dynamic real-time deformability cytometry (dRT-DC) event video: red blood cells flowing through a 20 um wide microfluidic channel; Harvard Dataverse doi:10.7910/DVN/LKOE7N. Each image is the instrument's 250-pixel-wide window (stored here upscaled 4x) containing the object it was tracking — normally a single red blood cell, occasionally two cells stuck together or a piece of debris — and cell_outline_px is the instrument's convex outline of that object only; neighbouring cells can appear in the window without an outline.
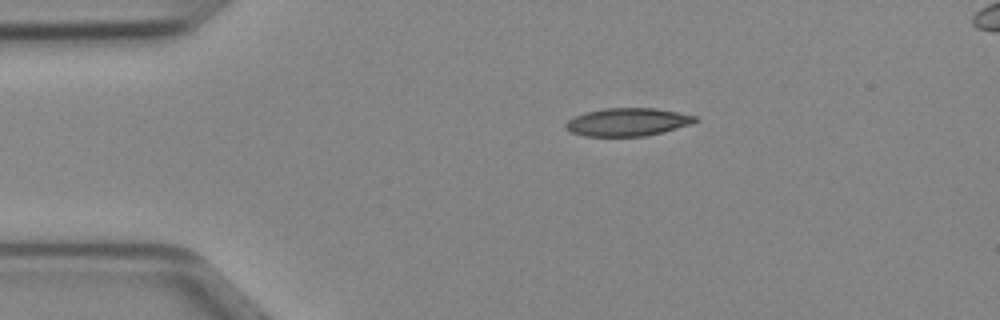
{"species": "Egyptian fruit bat (a non-hibernating species)", "species_latin": "Rousettus aegyptiacus", "temperature_condition": "cold", "stored_images_in_passage": 34, "camera_frame_rate_fps": 3000, "um_per_image_px": 0.085, "animal": {"sex": "female"}, "frame": {"image": 1, "passage_image": 1, "time_ms": 0.0, "image_size_px": [1000, 320], "cell_outline_px": [[696, 120], [692, 124], [644, 136], [584, 136], [572, 132], [564, 128], [564, 124], [568, 120], [584, 112], [604, 108], [656, 108], [696, 116]], "centroid_in_image_um": [53.29, 10.37], "position_along_channel_um": 31.7, "area_um2": 20.92}}
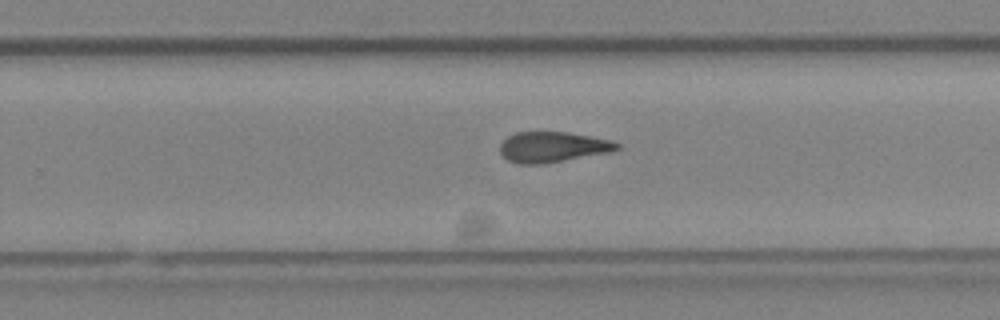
{"frame": {"image": 2, "passage_image": 23, "time_ms": 7.333, "image_size_px": [1000, 320], "cell_outline_px": [[620, 148], [612, 152], [540, 164], [520, 164], [508, 160], [500, 152], [500, 144], [508, 136], [516, 132], [568, 132], [612, 140], [620, 144]], "centroid_in_image_um": [47.0, 12.49], "position_along_channel_um": 282.8, "area_um2": 20.75}}
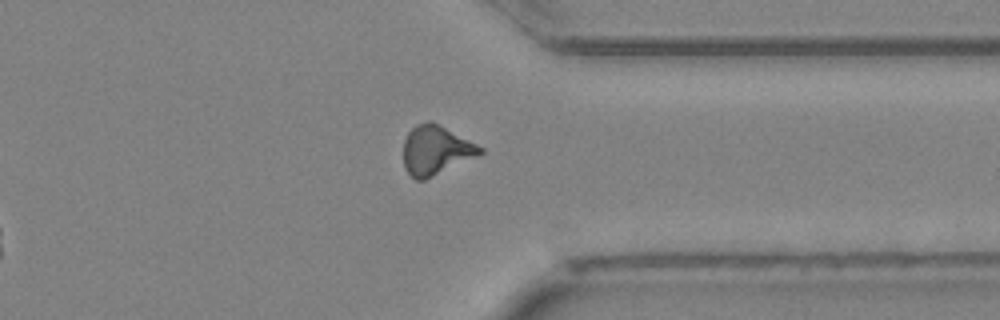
{"frame": {"image": 3, "passage_image": 30, "time_ms": 9.667, "image_size_px": [1000, 320], "cell_outline_px": [[484, 152], [476, 156], [424, 180], [416, 180], [404, 168], [404, 140], [408, 132], [416, 124], [428, 120], [432, 120], [484, 148]], "centroid_in_image_um": [37.02, 12.74], "position_along_channel_um": 374.4, "area_um2": 21.79}, "authors_computed_cell_mechanics": {"area_um2": 21.5883, "velocity_mm_per_s": 4.0306, "shape_relaxation_time_tau1_ms": 7.7782, "shape_relaxation_time_tau2_ms": 2.9924, "deformation_change_tau1": 0.207, "deformation_change_tau2": 0.1165}}